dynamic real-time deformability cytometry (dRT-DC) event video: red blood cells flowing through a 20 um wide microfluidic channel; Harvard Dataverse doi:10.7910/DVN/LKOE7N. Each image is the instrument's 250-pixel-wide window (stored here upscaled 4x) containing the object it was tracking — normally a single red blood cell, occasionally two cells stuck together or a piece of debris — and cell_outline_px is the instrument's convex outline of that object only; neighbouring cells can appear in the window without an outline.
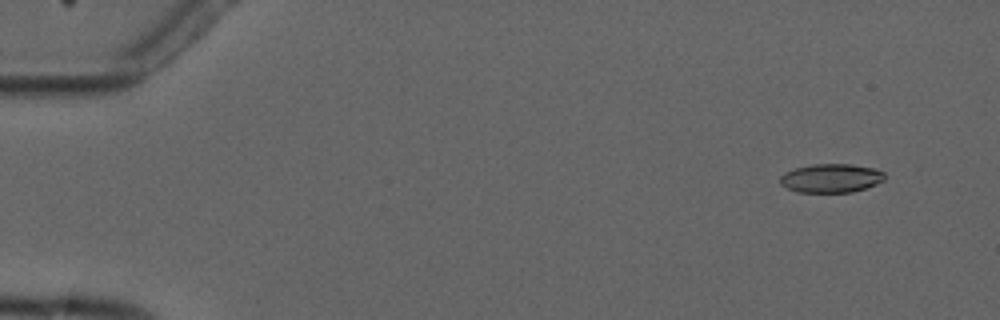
{"species": "common noctule bat (a hibernating species)", "species_latin": "Nyctalus noctula", "temperature_condition": "cold", "stored_images_in_passage": 6, "camera_frame_rate_fps": 3000, "um_per_image_px": 0.085, "animal": {"sex": "male", "forearm_length_mm": 52.5}, "frame": {"image": 1, "passage_image": 2, "time_ms": 1.0, "image_size_px": [1000, 320], "cell_outline_px": [[884, 180], [876, 184], [852, 192], [796, 192], [780, 184], [780, 176], [784, 172], [796, 168], [812, 164], [852, 164], [876, 168], [884, 172]], "centroid_in_image_um": [70.64, 15.14], "position_along_channel_um": 14.4, "area_um2": 17.57}}